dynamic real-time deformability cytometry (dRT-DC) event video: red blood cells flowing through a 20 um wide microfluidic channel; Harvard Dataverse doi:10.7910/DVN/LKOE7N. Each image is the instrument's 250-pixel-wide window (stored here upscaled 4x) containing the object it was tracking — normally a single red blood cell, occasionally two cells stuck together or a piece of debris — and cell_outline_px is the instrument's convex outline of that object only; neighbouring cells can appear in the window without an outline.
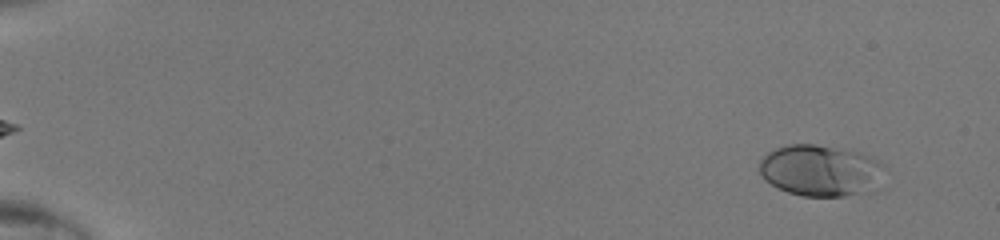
{"species": "human", "species_latin": "Homo sapiens", "temperature_condition": "room temperature", "stored_images_in_passage": 48, "camera_frame_rate_fps": 3000, "um_per_image_px": 0.085, "donor": {"sex": "male"}, "frame": {"image": 1, "passage_image": 4, "time_ms": 1.0, "image_size_px": [1000, 240], "cell_outline_px": [[884, 164], [856, 192], [844, 196], [804, 196], [788, 192], [764, 180], [760, 172], [760, 160], [768, 152], [776, 148], [788, 144], [816, 144], [856, 152], [876, 160]], "centroid_in_image_um": [69.47, 14.44], "position_along_channel_um": 15.5, "area_um2": 35.08}}
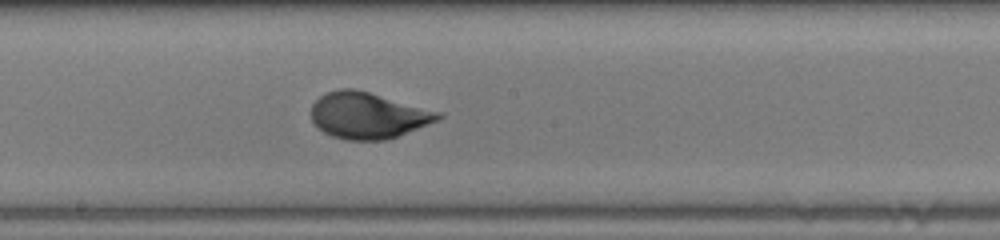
{"frame": {"image": 2, "passage_image": 29, "time_ms": 9.333, "image_size_px": [1000, 240], "cell_outline_px": [[444, 116], [436, 120], [396, 136], [384, 140], [344, 140], [332, 136], [324, 132], [312, 120], [312, 104], [320, 96], [328, 92], [340, 88], [356, 88], [444, 112]], "centroid_in_image_um": [31.28, 9.79], "position_along_channel_um": 216.9, "area_um2": 34.1}}
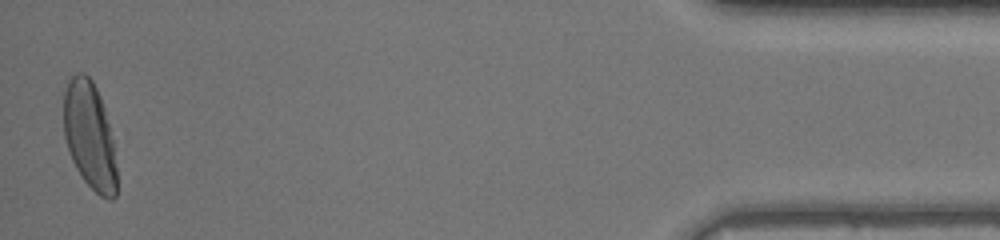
{"frame": {"image": 3, "passage_image": 48, "time_ms": 15.667, "image_size_px": [1000, 240], "cell_outline_px": [[116, 196], [112, 200], [108, 200], [100, 196], [84, 180], [76, 168], [72, 160], [64, 136], [64, 92], [68, 80], [76, 72], [84, 72], [92, 80], [100, 96], [104, 108], [112, 140], [116, 168]], "centroid_in_image_um": [7.6, 11.52], "position_along_channel_um": 427.6, "area_um2": 32.95}}